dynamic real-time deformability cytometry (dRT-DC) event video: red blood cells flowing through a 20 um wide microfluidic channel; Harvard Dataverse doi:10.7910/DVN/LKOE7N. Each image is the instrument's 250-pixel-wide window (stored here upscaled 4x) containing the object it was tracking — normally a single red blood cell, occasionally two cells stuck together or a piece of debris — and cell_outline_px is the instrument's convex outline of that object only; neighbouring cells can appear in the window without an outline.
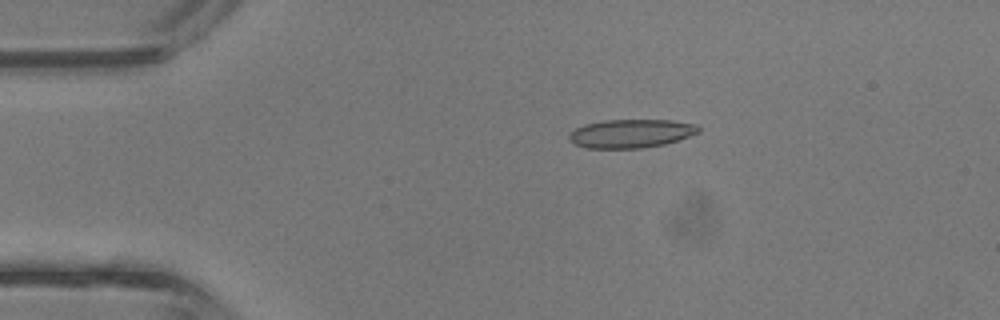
{"species": "common noctule bat (a hibernating species)", "species_latin": "Nyctalus noctula", "temperature_condition": "room temperature", "stored_images_in_passage": 42, "camera_frame_rate_fps": 3000, "um_per_image_px": 0.085, "animal": {"sex": "male", "body_mass_g": 13.3}, "frame": {"image": 1, "passage_image": 8, "time_ms": 2.333, "image_size_px": [1000, 320], "cell_outline_px": [[700, 132], [664, 144], [644, 148], [584, 148], [568, 140], [568, 136], [576, 128], [584, 124], [604, 120], [672, 120], [696, 124], [700, 128]], "centroid_in_image_um": [53.62, 11.34], "position_along_channel_um": 31.4, "area_um2": 21.5}}
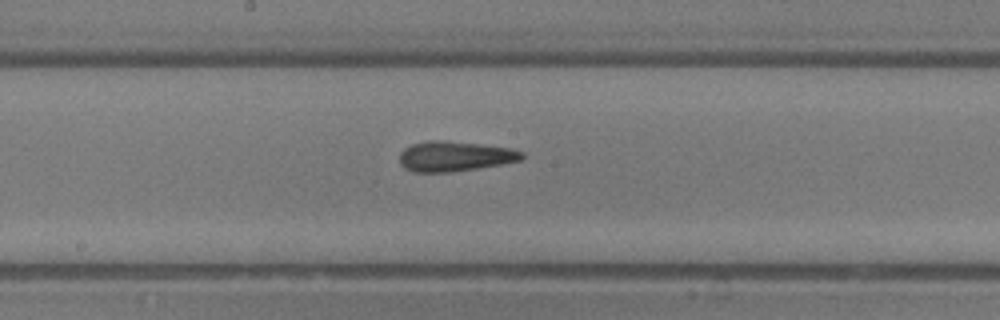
{"frame": {"image": 2, "passage_image": 22, "time_ms": 7.0, "image_size_px": [1000, 320], "cell_outline_px": [[524, 156], [520, 160], [500, 164], [452, 172], [412, 172], [404, 168], [400, 164], [400, 152], [404, 148], [412, 144], [428, 140], [444, 140], [512, 148], [524, 152]], "centroid_in_image_um": [38.62, 13.28], "position_along_channel_um": 209.6, "area_um2": 21.44}}
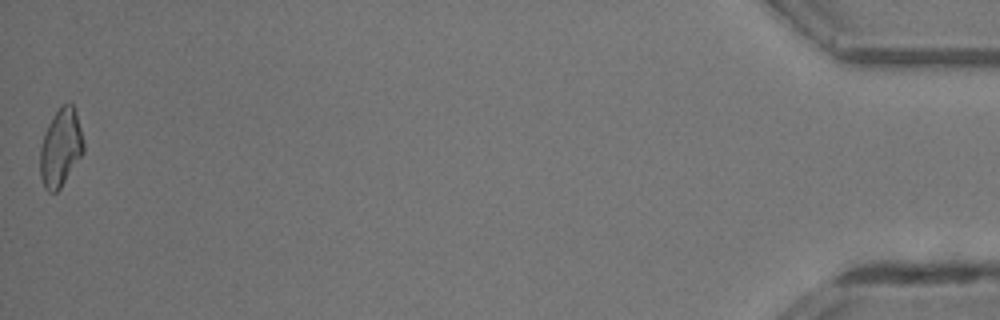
{"frame": {"image": 3, "passage_image": 42, "time_ms": 13.667, "image_size_px": [1000, 320], "cell_outline_px": [[84, 152], [60, 188], [56, 192], [48, 192], [44, 188], [40, 176], [40, 148], [44, 132], [48, 124], [60, 104], [72, 104], [76, 112], [84, 144]], "centroid_in_image_um": [5.14, 12.56], "position_along_channel_um": 430.1, "area_um2": 19.65}, "authors_computed_cell_mechanics": {"area_um2": 20.8658, "velocity_mm_per_s": 4.8514, "shape_relaxation_time_tau1_ms": null, "shape_relaxation_time_tau2_ms": 1.8002, "deformation_change_tau1": null, "deformation_change_tau2": 0.0914}}